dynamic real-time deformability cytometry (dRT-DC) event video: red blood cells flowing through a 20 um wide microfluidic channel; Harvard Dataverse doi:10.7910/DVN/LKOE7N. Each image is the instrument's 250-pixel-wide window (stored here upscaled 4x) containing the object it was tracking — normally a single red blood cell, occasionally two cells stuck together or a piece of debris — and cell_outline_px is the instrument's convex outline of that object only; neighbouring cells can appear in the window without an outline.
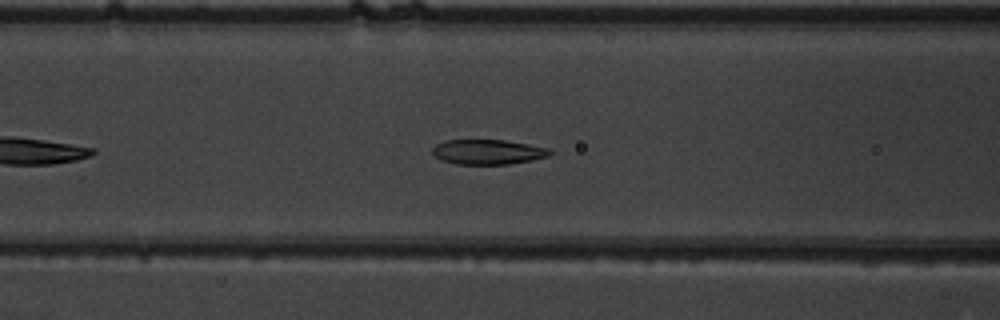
{"species": "common noctule bat (a hibernating species)", "species_latin": "Nyctalus noctula", "temperature_condition": "warm", "stored_images_in_passage": 33, "camera_frame_rate_fps": 3000, "um_per_image_px": 0.085, "animal": {"sex": "male", "body_mass_g": 19.5, "forearm_length_mm": 54.6}, "frame": {"image": 1, "passage_image": 10, "time_ms": 3.0, "image_size_px": [1000, 320], "cell_outline_px": [[552, 152], [548, 156], [532, 160], [508, 164], [456, 164], [444, 160], [436, 156], [432, 152], [432, 148], [436, 144], [444, 140], [504, 140], [528, 144], [548, 148]], "centroid_in_image_um": [41.47, 12.91], "position_along_channel_um": 125.1, "area_um2": 16.88}}
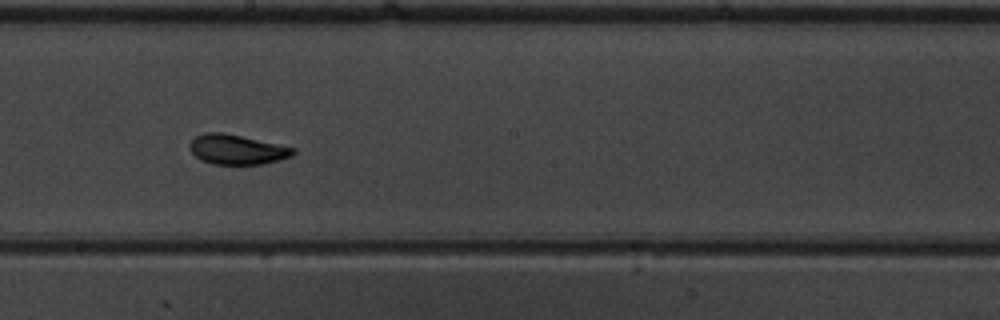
{"frame": {"image": 2, "passage_image": 18, "time_ms": 5.667, "image_size_px": [1000, 320], "cell_outline_px": [[296, 152], [292, 156], [260, 164], [212, 164], [200, 160], [188, 148], [188, 144], [196, 136], [204, 132], [220, 132], [240, 136], [296, 148]], "centroid_in_image_um": [20.1, 12.71], "position_along_channel_um": 228.1, "area_um2": 17.8}}
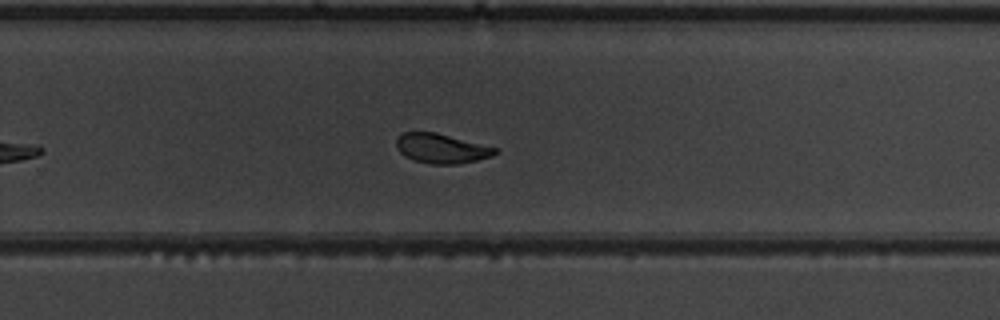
{"frame": {"image": 3, "passage_image": 23, "time_ms": 7.333, "image_size_px": [1000, 320], "cell_outline_px": [[500, 152], [492, 156], [476, 160], [456, 164], [432, 164], [416, 160], [404, 156], [396, 148], [396, 140], [404, 132], [436, 132], [500, 148]], "centroid_in_image_um": [37.57, 12.61], "position_along_channel_um": 292.2, "area_um2": 17.11}, "authors_computed_cell_mechanics": {"area_um2": 17.918, "velocity_mm_per_s": 3.8534, "shape_relaxation_time_tau1_ms": 2.5245, "shape_relaxation_time_tau2_ms": 1.5668, "deformation_change_tau1": 0.1103, "deformation_change_tau2": 0.0721}}